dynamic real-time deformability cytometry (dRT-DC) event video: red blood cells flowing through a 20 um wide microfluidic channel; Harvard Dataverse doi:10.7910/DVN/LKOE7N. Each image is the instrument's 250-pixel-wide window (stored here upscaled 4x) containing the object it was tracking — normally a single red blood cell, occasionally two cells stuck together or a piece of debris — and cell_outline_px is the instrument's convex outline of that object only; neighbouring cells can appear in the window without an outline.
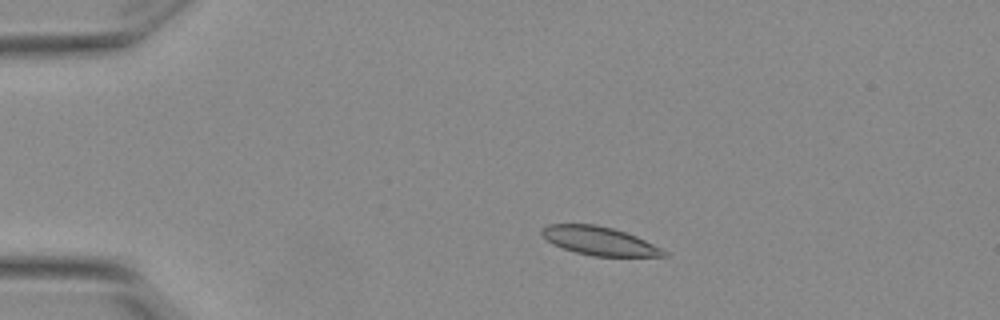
{"species": "Egyptian fruit bat (a non-hibernating species)", "species_latin": "Rousettus aegyptiacus", "temperature_condition": "warm", "stored_images_in_passage": 5, "camera_frame_rate_fps": 3000, "um_per_image_px": 0.085, "animal": {"sex": "female"}, "frame": {"image": 1, "passage_image": 1, "time_ms": 0.0, "image_size_px": [1000, 320], "cell_outline_px": [[668, 256], [592, 256], [576, 252], [552, 244], [540, 232], [548, 224], [596, 224], [612, 228], [636, 236], [668, 252]], "centroid_in_image_um": [50.94, 20.48], "position_along_channel_um": 34.1, "area_um2": 19.94}}
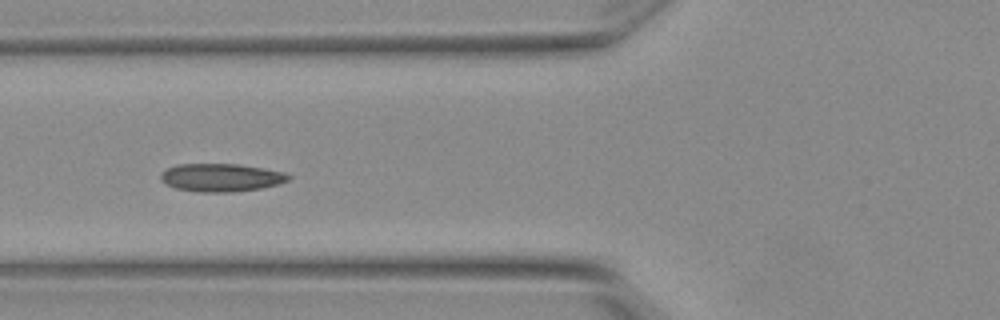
{"frame": {"image": 2, "passage_image": 4, "time_ms": 1.0, "image_size_px": [1000, 320], "cell_outline_px": [[292, 176], [288, 180], [276, 184], [260, 188], [232, 192], [200, 192], [176, 188], [160, 180], [160, 172], [176, 164], [240, 164], [264, 168], [284, 172]], "centroid_in_image_um": [18.78, 15.08], "position_along_channel_um": 107.0, "area_um2": 20.81}}
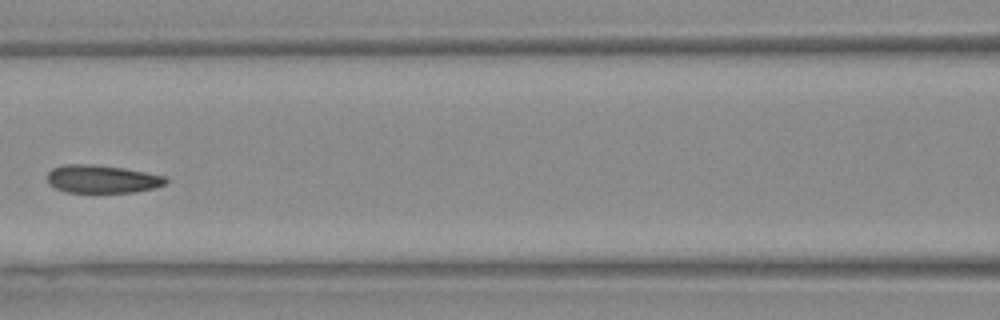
{"frame": {"image": 3, "passage_image": 5, "time_ms": 1.333, "image_size_px": [1000, 320], "cell_outline_px": [[168, 180], [164, 184], [156, 188], [136, 192], [64, 192], [48, 184], [48, 172], [52, 168], [64, 164], [92, 164], [124, 168], [164, 176]], "centroid_in_image_um": [8.66, 15.22], "position_along_channel_um": 157.9, "area_um2": 19.36}}